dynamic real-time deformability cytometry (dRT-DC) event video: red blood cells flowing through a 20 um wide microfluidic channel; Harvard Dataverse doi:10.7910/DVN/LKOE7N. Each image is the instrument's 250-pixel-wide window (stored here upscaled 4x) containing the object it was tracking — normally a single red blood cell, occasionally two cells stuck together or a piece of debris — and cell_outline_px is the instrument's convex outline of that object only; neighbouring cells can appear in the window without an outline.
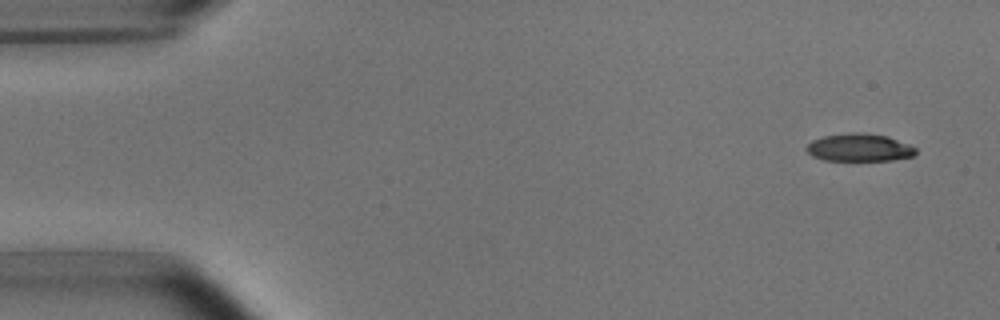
{"species": "common noctule bat (a hibernating species)", "species_latin": "Nyctalus noctula", "temperature_condition": "room temperature", "stored_images_in_passage": 5, "camera_frame_rate_fps": 3000, "um_per_image_px": 0.085, "animal": {"sex": "male", "body_mass_g": 15.6}, "frame": {"image": 1, "passage_image": 1, "time_ms": 0.0, "image_size_px": [1000, 320], "cell_outline_px": [[916, 152], [912, 156], [892, 160], [824, 160], [812, 156], [804, 148], [812, 140], [824, 136], [848, 132], [860, 132], [888, 136], [908, 144], [916, 148]], "centroid_in_image_um": [73.01, 12.53], "position_along_channel_um": 12.0, "area_um2": 17.63}}
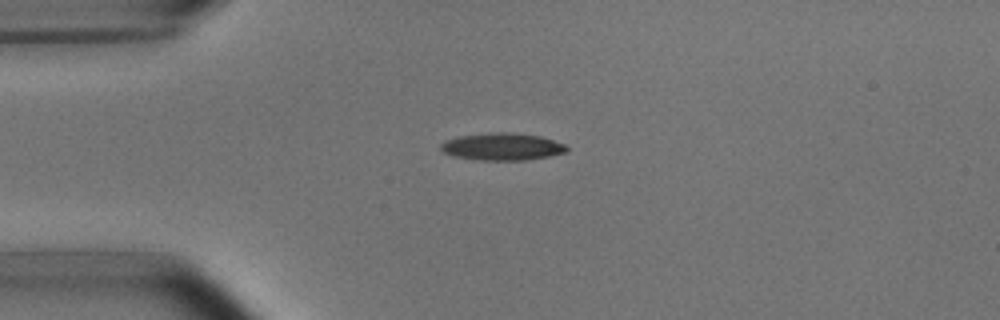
{"frame": {"image": 2, "passage_image": 4, "time_ms": 3.333, "image_size_px": [1000, 320], "cell_outline_px": [[568, 148], [564, 152], [548, 156], [524, 160], [476, 160], [452, 156], [444, 152], [440, 148], [440, 144], [444, 140], [460, 136], [492, 132], [512, 132], [540, 136], [564, 144]], "centroid_in_image_um": [42.63, 12.46], "position_along_channel_um": 42.4, "area_um2": 19.94}}